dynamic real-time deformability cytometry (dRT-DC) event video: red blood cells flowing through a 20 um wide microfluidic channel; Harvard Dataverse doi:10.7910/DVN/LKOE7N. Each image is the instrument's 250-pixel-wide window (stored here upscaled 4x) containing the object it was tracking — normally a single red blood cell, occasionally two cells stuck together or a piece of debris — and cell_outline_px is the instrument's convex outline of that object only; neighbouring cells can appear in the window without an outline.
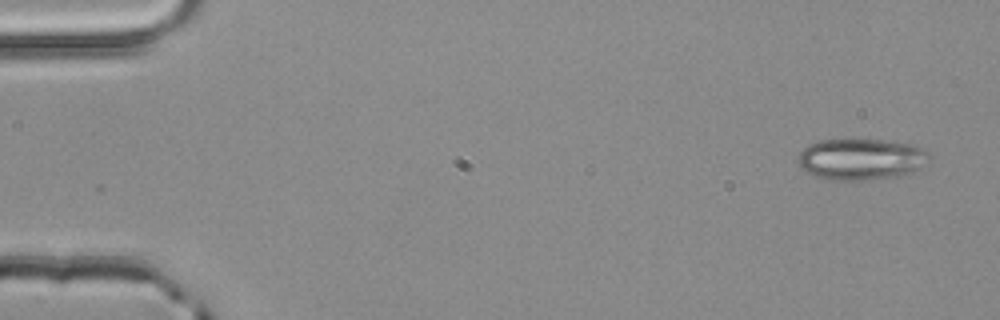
{"species": "common noctule bat (a hibernating species)", "species_latin": "Nyctalus noctula", "temperature_condition": "room temperature", "stored_images_in_passage": 13, "camera_frame_rate_fps": 3000, "um_per_image_px": 0.085, "animal": {"sex": "male", "body_mass_g": 20.4}, "frame": {"image": 1, "passage_image": 1, "time_ms": 0.0, "image_size_px": [1000, 320], "cell_outline_px": [[928, 156], [912, 172], [896, 176], [864, 180], [832, 180], [812, 176], [800, 168], [796, 160], [800, 152], [808, 144], [820, 140], [884, 140], [912, 144], [928, 152]], "centroid_in_image_um": [73.07, 13.53], "position_along_channel_um": 11.9, "area_um2": 31.27}}